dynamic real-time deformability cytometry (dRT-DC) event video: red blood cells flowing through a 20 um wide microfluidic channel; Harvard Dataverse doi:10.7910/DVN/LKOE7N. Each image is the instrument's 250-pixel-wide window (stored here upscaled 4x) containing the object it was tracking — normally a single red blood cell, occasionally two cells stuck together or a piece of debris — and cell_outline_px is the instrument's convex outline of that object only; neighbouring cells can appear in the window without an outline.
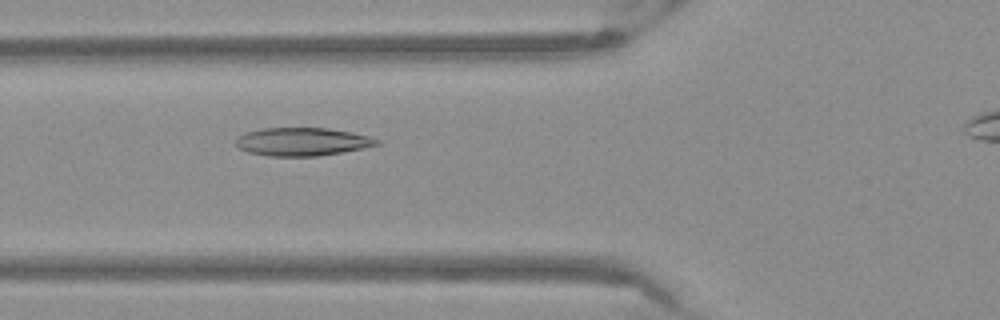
{"species": "Egyptian fruit bat (a non-hibernating species)", "species_latin": "Rousettus aegyptiacus", "temperature_condition": "warm", "stored_images_in_passage": 37, "camera_frame_rate_fps": 3000, "um_per_image_px": 0.085, "frame": {"image": 1, "passage_image": 9, "time_ms": 2.667, "image_size_px": [1000, 320], "cell_outline_px": [[380, 144], [364, 148], [316, 156], [268, 156], [248, 152], [240, 148], [236, 144], [236, 136], [244, 132], [264, 128], [328, 128], [352, 132], [368, 136], [380, 140]], "centroid_in_image_um": [25.67, 12.04], "position_along_channel_um": 100.1, "area_um2": 23.12}}
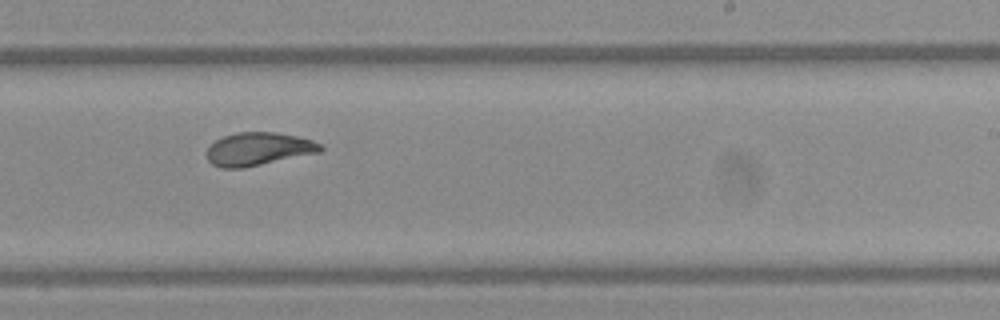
{"frame": {"image": 2, "passage_image": 22, "time_ms": 7.0, "image_size_px": [1000, 320], "cell_outline_px": [[324, 148], [320, 152], [244, 168], [220, 168], [212, 164], [208, 160], [204, 152], [216, 140], [224, 136], [236, 132], [276, 132], [296, 136], [312, 140], [320, 144]], "centroid_in_image_um": [21.93, 12.67], "position_along_channel_um": 267.1, "area_um2": 21.96}}
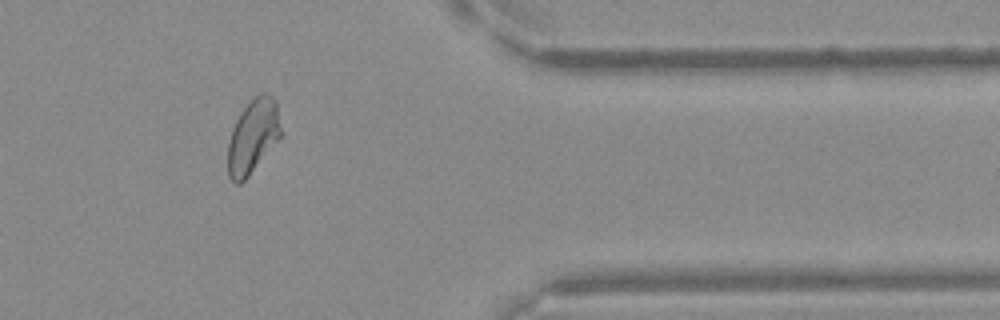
{"frame": {"image": 3, "passage_image": 33, "time_ms": 10.667, "image_size_px": [1000, 320], "cell_outline_px": [[280, 140], [248, 176], [240, 184], [236, 184], [228, 176], [228, 144], [232, 128], [236, 120], [244, 108], [256, 96], [264, 92], [268, 92], [276, 100], [280, 128]], "centroid_in_image_um": [21.5, 11.61], "position_along_channel_um": 389.9, "area_um2": 22.77}}